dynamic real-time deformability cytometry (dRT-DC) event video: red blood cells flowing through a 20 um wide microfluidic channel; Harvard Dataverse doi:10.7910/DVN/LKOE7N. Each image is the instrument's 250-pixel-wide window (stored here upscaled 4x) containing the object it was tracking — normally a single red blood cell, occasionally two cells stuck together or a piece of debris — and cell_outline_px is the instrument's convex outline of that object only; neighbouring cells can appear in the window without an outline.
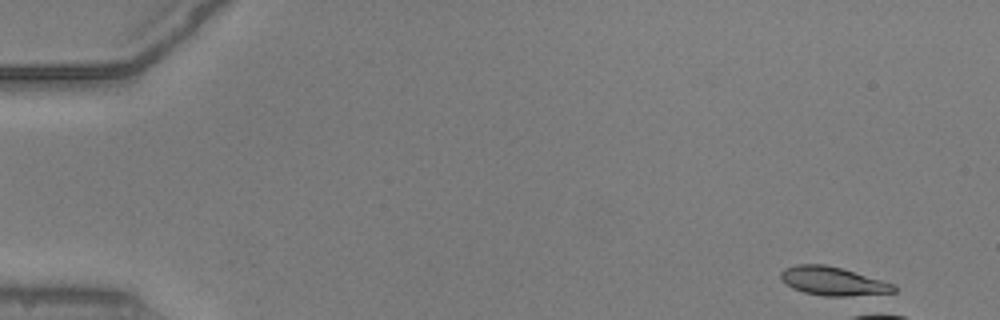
{"species": "common noctule bat (a hibernating species)", "species_latin": "Nyctalus noctula", "temperature_condition": "warm", "stored_images_in_passage": 1, "camera_frame_rate_fps": 3000, "um_per_image_px": 0.085, "animal": {"sex": "male", "body_mass_g": 20.5, "forearm_length_mm": 52.5}, "frame": {"image": 1, "passage_image": 1, "time_ms": 0.0, "image_size_px": [1000, 320], "cell_outline_px": [[896, 292], [880, 296], [824, 296], [804, 292], [792, 288], [780, 276], [780, 272], [784, 268], [796, 264], [824, 264], [840, 268], [880, 280], [892, 284], [896, 288]], "centroid_in_image_um": [70.84, 23.92], "position_along_channel_um": 14.2, "area_um2": 18.9}}